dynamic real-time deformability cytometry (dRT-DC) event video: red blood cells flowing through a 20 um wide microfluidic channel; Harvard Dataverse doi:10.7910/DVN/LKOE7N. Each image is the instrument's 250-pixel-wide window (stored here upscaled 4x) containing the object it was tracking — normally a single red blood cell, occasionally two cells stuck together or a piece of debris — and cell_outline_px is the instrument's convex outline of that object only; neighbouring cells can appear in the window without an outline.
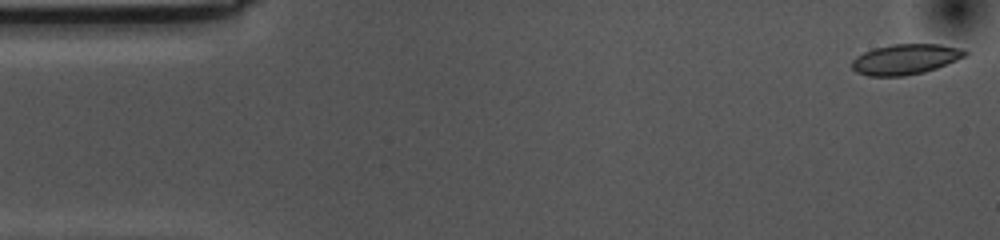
{"species": "common noctule bat (a hibernating species)", "species_latin": "Nyctalus noctula", "temperature_condition": "cold", "stored_images_in_passage": 55, "camera_frame_rate_fps": 3000, "um_per_image_px": 0.085, "animal": {"sex": "female", "body_mass_g": 10.0, "forearm_length_mm": 53.1}, "frame": {"image": 1, "passage_image": 1, "time_ms": 0.0, "image_size_px": [1000, 240], "cell_outline_px": [[968, 52], [964, 56], [956, 60], [936, 68], [924, 72], [904, 76], [868, 76], [856, 72], [852, 68], [852, 60], [856, 56], [864, 52], [876, 48], [892, 44], [940, 44], [960, 48]], "centroid_in_image_um": [76.93, 5.04], "position_along_channel_um": 8.1, "area_um2": 19.88}}
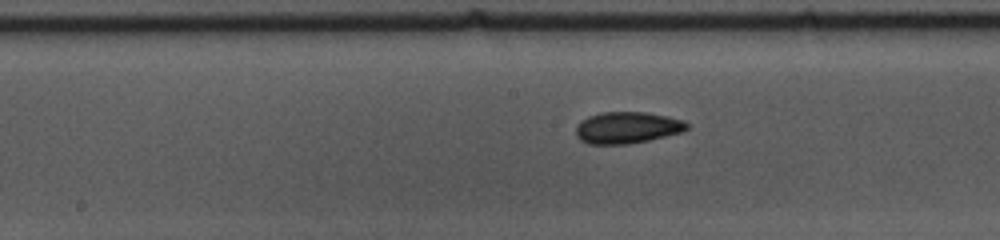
{"frame": {"image": 2, "passage_image": 26, "time_ms": 8.333, "image_size_px": [1000, 240], "cell_outline_px": [[688, 128], [684, 132], [648, 140], [628, 144], [588, 144], [580, 140], [576, 136], [576, 128], [580, 120], [588, 116], [600, 112], [644, 112], [668, 116], [684, 120], [688, 124]], "centroid_in_image_um": [53.31, 10.85], "position_along_channel_um": 194.9, "area_um2": 20.63}}
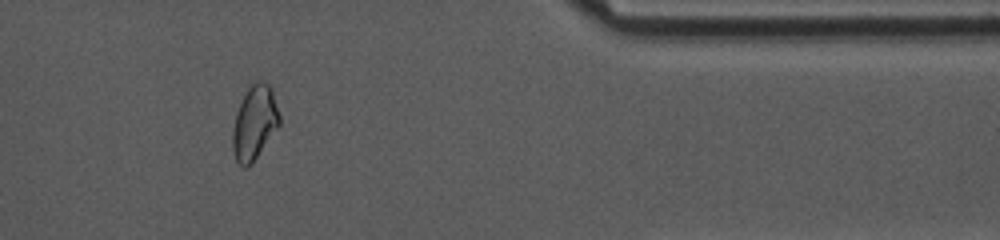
{"frame": {"image": 3, "passage_image": 45, "time_ms": 14.667, "image_size_px": [1000, 240], "cell_outline_px": [[280, 124], [252, 164], [248, 168], [244, 168], [236, 160], [232, 148], [232, 128], [236, 112], [248, 88], [252, 84], [260, 80], [264, 80], [272, 88], [280, 116]], "centroid_in_image_um": [21.63, 10.44], "position_along_channel_um": 389.8, "area_um2": 20.29}, "authors_computed_cell_mechanics": {"area_um2": 20.1144, "velocity_mm_per_s": 3.5355, "shape_relaxation_time_tau1_ms": 5.0397, "shape_relaxation_time_tau2_ms": 3.93, "deformation_change_tau1": 0.0978, "deformation_change_tau2": 0.0668}}